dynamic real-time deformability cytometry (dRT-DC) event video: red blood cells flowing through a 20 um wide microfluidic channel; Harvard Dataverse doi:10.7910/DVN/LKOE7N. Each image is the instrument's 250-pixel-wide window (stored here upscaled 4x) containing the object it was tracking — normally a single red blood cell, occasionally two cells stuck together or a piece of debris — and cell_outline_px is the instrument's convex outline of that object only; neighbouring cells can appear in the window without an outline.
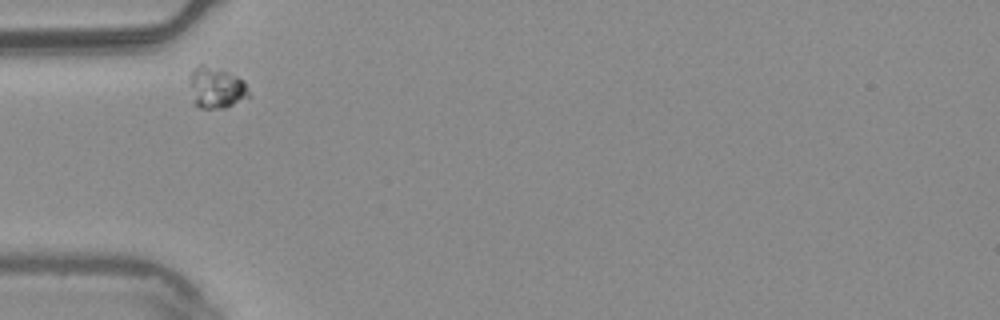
{"species": "common noctule bat (a hibernating species)", "species_latin": "Nyctalus noctula", "temperature_condition": "warm", "stored_images_in_passage": 2, "camera_frame_rate_fps": 3000, "um_per_image_px": 0.085, "animal": {"sex": "male", "body_mass_g": 20.4}, "frame": {"image": 1, "passage_image": 1, "time_ms": 0.0, "image_size_px": [1000, 320], "cell_outline_px": [[248, 96], [224, 108], [200, 108], [196, 104], [192, 84], [192, 68], [200, 64], [204, 64], [228, 72], [244, 80], [248, 92]], "centroid_in_image_um": [18.41, 7.43], "position_along_channel_um": 66.6, "area_um2": 13.47}}